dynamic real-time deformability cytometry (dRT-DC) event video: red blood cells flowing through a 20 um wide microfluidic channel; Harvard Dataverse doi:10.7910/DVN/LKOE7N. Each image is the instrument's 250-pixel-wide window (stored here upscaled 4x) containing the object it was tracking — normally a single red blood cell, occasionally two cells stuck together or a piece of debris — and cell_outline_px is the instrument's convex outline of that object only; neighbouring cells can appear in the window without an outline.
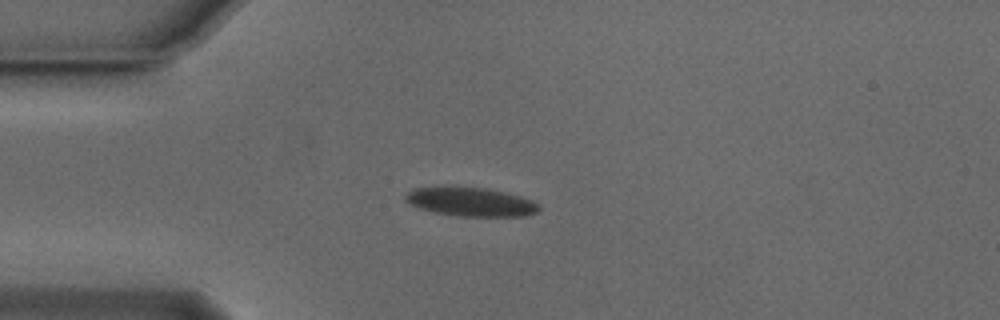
{"species": "Egyptian fruit bat (a non-hibernating species)", "species_latin": "Rousettus aegyptiacus", "temperature_condition": "cold", "stored_images_in_passage": 30, "camera_frame_rate_fps": 3000, "um_per_image_px": 0.085, "animal": {"sex": "male"}, "frame": {"image": 1, "passage_image": 1, "time_ms": 0.0, "image_size_px": [1000, 320], "cell_outline_px": [[540, 208], [536, 212], [528, 216], [456, 216], [432, 212], [408, 204], [404, 200], [404, 196], [408, 192], [416, 188], [488, 188], [520, 196], [532, 200]], "centroid_in_image_um": [40.01, 17.18], "position_along_channel_um": 45.0, "area_um2": 22.08}}
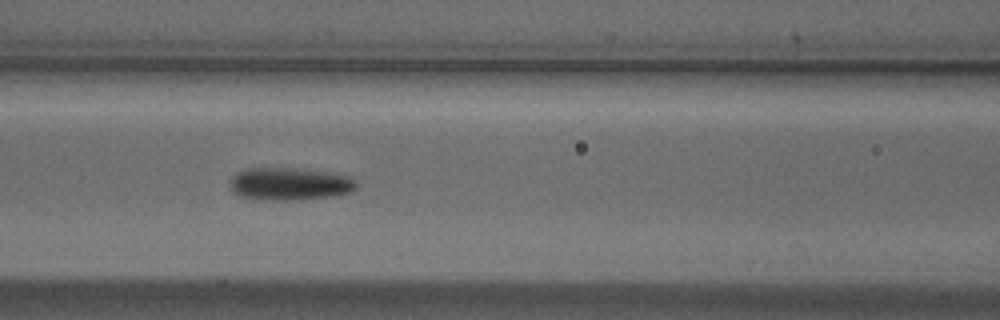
{"frame": {"image": 2, "passage_image": 10, "time_ms": 3.0, "image_size_px": [1000, 320], "cell_outline_px": [[356, 188], [352, 192], [332, 196], [292, 200], [252, 200], [240, 196], [232, 192], [228, 184], [228, 180], [236, 172], [248, 168], [292, 168], [324, 172], [352, 176], [356, 180]], "centroid_in_image_um": [24.55, 15.64], "position_along_channel_um": 142.0, "area_um2": 24.39}}
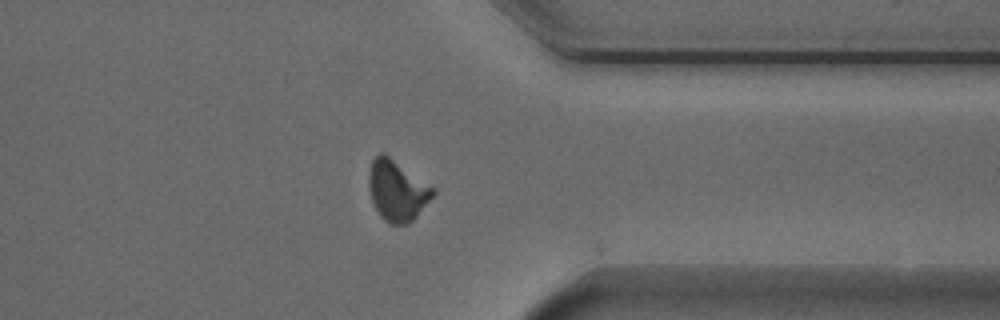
{"frame": {"image": 3, "passage_image": 29, "time_ms": 9.333, "image_size_px": [1000, 320], "cell_outline_px": [[436, 192], [416, 216], [408, 224], [388, 224], [380, 216], [372, 200], [368, 188], [368, 176], [372, 160], [380, 152], [384, 152], [436, 188]], "centroid_in_image_um": [33.75, 16.18], "position_along_channel_um": 377.6, "area_um2": 22.77}}